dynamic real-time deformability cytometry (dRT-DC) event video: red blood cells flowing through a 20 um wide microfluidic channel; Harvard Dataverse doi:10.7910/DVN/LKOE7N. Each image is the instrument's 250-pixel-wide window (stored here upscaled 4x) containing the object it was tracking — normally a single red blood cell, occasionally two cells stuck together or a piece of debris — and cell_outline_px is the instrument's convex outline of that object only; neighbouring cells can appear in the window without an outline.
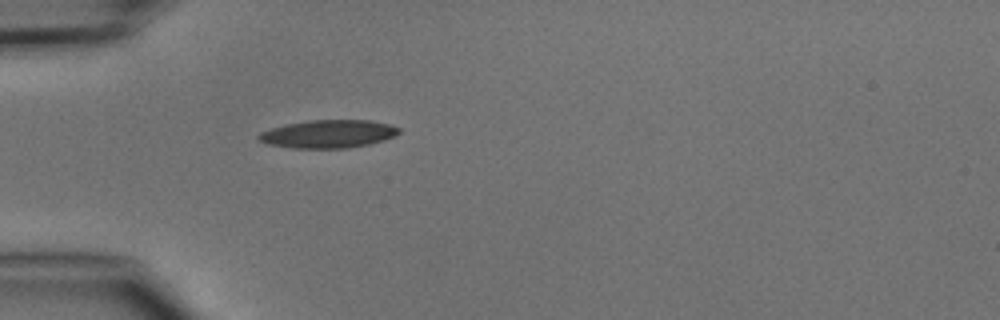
{"species": "common noctule bat (a hibernating species)", "species_latin": "Nyctalus noctula", "temperature_condition": "cold", "stored_images_in_passage": 1, "camera_frame_rate_fps": 3000, "um_per_image_px": 0.085, "animal": {"sex": "male", "body_mass_g": 15.6}, "frame": {"image": 1, "passage_image": 1, "time_ms": 0.0, "image_size_px": [1000, 320], "cell_outline_px": [[400, 132], [396, 136], [384, 140], [368, 144], [348, 148], [292, 148], [268, 144], [260, 140], [256, 136], [260, 132], [272, 128], [288, 124], [312, 120], [368, 120], [388, 124], [400, 128]], "centroid_in_image_um": [27.92, 11.39], "position_along_channel_um": 57.1, "area_um2": 22.77}}